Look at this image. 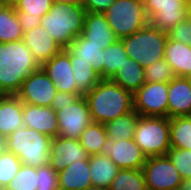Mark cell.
<instances>
[{"label":"cell","instance_id":"1","mask_svg":"<svg viewBox=\"0 0 191 190\" xmlns=\"http://www.w3.org/2000/svg\"><path fill=\"white\" fill-rule=\"evenodd\" d=\"M87 101L92 122L105 124L134 111L133 93L110 79H102L83 95Z\"/></svg>","mask_w":191,"mask_h":190},{"label":"cell","instance_id":"2","mask_svg":"<svg viewBox=\"0 0 191 190\" xmlns=\"http://www.w3.org/2000/svg\"><path fill=\"white\" fill-rule=\"evenodd\" d=\"M39 68L22 40L0 43V95H16L25 78Z\"/></svg>","mask_w":191,"mask_h":190},{"label":"cell","instance_id":"3","mask_svg":"<svg viewBox=\"0 0 191 190\" xmlns=\"http://www.w3.org/2000/svg\"><path fill=\"white\" fill-rule=\"evenodd\" d=\"M86 13L85 9L77 4L53 3L49 12L41 18L40 25L65 49L82 34Z\"/></svg>","mask_w":191,"mask_h":190},{"label":"cell","instance_id":"4","mask_svg":"<svg viewBox=\"0 0 191 190\" xmlns=\"http://www.w3.org/2000/svg\"><path fill=\"white\" fill-rule=\"evenodd\" d=\"M52 138L22 127L4 139V149L17 156L23 165L42 167L49 164Z\"/></svg>","mask_w":191,"mask_h":190},{"label":"cell","instance_id":"5","mask_svg":"<svg viewBox=\"0 0 191 190\" xmlns=\"http://www.w3.org/2000/svg\"><path fill=\"white\" fill-rule=\"evenodd\" d=\"M168 33L148 24L136 33L121 39L129 58L143 68L164 59Z\"/></svg>","mask_w":191,"mask_h":190},{"label":"cell","instance_id":"6","mask_svg":"<svg viewBox=\"0 0 191 190\" xmlns=\"http://www.w3.org/2000/svg\"><path fill=\"white\" fill-rule=\"evenodd\" d=\"M134 141L147 157L166 155L171 149L170 118L139 116Z\"/></svg>","mask_w":191,"mask_h":190},{"label":"cell","instance_id":"7","mask_svg":"<svg viewBox=\"0 0 191 190\" xmlns=\"http://www.w3.org/2000/svg\"><path fill=\"white\" fill-rule=\"evenodd\" d=\"M103 14L115 36L120 40L149 24L144 3L134 0H116Z\"/></svg>","mask_w":191,"mask_h":190},{"label":"cell","instance_id":"8","mask_svg":"<svg viewBox=\"0 0 191 190\" xmlns=\"http://www.w3.org/2000/svg\"><path fill=\"white\" fill-rule=\"evenodd\" d=\"M142 170L148 190H180L182 178L167 155L147 157Z\"/></svg>","mask_w":191,"mask_h":190},{"label":"cell","instance_id":"9","mask_svg":"<svg viewBox=\"0 0 191 190\" xmlns=\"http://www.w3.org/2000/svg\"><path fill=\"white\" fill-rule=\"evenodd\" d=\"M133 100L140 116L168 117V83L145 82L133 94Z\"/></svg>","mask_w":191,"mask_h":190},{"label":"cell","instance_id":"10","mask_svg":"<svg viewBox=\"0 0 191 190\" xmlns=\"http://www.w3.org/2000/svg\"><path fill=\"white\" fill-rule=\"evenodd\" d=\"M59 134L58 136L78 139L88 125L92 123L91 114L84 96H80L73 104L65 105L55 111Z\"/></svg>","mask_w":191,"mask_h":190},{"label":"cell","instance_id":"11","mask_svg":"<svg viewBox=\"0 0 191 190\" xmlns=\"http://www.w3.org/2000/svg\"><path fill=\"white\" fill-rule=\"evenodd\" d=\"M56 93L55 84L40 67L25 78L16 95L23 103L50 107Z\"/></svg>","mask_w":191,"mask_h":190},{"label":"cell","instance_id":"12","mask_svg":"<svg viewBox=\"0 0 191 190\" xmlns=\"http://www.w3.org/2000/svg\"><path fill=\"white\" fill-rule=\"evenodd\" d=\"M101 154L108 156L119 169H143L147 160L134 139L114 141L107 138Z\"/></svg>","mask_w":191,"mask_h":190},{"label":"cell","instance_id":"13","mask_svg":"<svg viewBox=\"0 0 191 190\" xmlns=\"http://www.w3.org/2000/svg\"><path fill=\"white\" fill-rule=\"evenodd\" d=\"M41 68L53 81L58 92L82 94L76 87L70 64V51L67 48L54 55Z\"/></svg>","mask_w":191,"mask_h":190},{"label":"cell","instance_id":"14","mask_svg":"<svg viewBox=\"0 0 191 190\" xmlns=\"http://www.w3.org/2000/svg\"><path fill=\"white\" fill-rule=\"evenodd\" d=\"M89 160V154L78 139L57 136L51 140L49 165L57 172L74 161Z\"/></svg>","mask_w":191,"mask_h":190},{"label":"cell","instance_id":"15","mask_svg":"<svg viewBox=\"0 0 191 190\" xmlns=\"http://www.w3.org/2000/svg\"><path fill=\"white\" fill-rule=\"evenodd\" d=\"M22 41L30 49L35 61L40 67L63 50L59 43L51 38L41 25L36 26L31 31L25 32Z\"/></svg>","mask_w":191,"mask_h":190},{"label":"cell","instance_id":"16","mask_svg":"<svg viewBox=\"0 0 191 190\" xmlns=\"http://www.w3.org/2000/svg\"><path fill=\"white\" fill-rule=\"evenodd\" d=\"M24 127L35 129L51 138L59 134L56 112L51 107L23 103Z\"/></svg>","mask_w":191,"mask_h":190},{"label":"cell","instance_id":"17","mask_svg":"<svg viewBox=\"0 0 191 190\" xmlns=\"http://www.w3.org/2000/svg\"><path fill=\"white\" fill-rule=\"evenodd\" d=\"M191 116V77L175 76L168 83V117Z\"/></svg>","mask_w":191,"mask_h":190},{"label":"cell","instance_id":"18","mask_svg":"<svg viewBox=\"0 0 191 190\" xmlns=\"http://www.w3.org/2000/svg\"><path fill=\"white\" fill-rule=\"evenodd\" d=\"M22 112L23 102L17 95H0V137L2 139L24 126Z\"/></svg>","mask_w":191,"mask_h":190},{"label":"cell","instance_id":"19","mask_svg":"<svg viewBox=\"0 0 191 190\" xmlns=\"http://www.w3.org/2000/svg\"><path fill=\"white\" fill-rule=\"evenodd\" d=\"M81 35L91 44L102 46L103 50L118 40L105 15L101 13H86Z\"/></svg>","mask_w":191,"mask_h":190},{"label":"cell","instance_id":"20","mask_svg":"<svg viewBox=\"0 0 191 190\" xmlns=\"http://www.w3.org/2000/svg\"><path fill=\"white\" fill-rule=\"evenodd\" d=\"M89 160L74 161L58 172L59 190H85L92 186Z\"/></svg>","mask_w":191,"mask_h":190},{"label":"cell","instance_id":"21","mask_svg":"<svg viewBox=\"0 0 191 190\" xmlns=\"http://www.w3.org/2000/svg\"><path fill=\"white\" fill-rule=\"evenodd\" d=\"M164 59L176 76L191 77V46L168 38Z\"/></svg>","mask_w":191,"mask_h":190},{"label":"cell","instance_id":"22","mask_svg":"<svg viewBox=\"0 0 191 190\" xmlns=\"http://www.w3.org/2000/svg\"><path fill=\"white\" fill-rule=\"evenodd\" d=\"M188 3H166L149 19V24L161 31L168 32L175 25L187 19Z\"/></svg>","mask_w":191,"mask_h":190},{"label":"cell","instance_id":"23","mask_svg":"<svg viewBox=\"0 0 191 190\" xmlns=\"http://www.w3.org/2000/svg\"><path fill=\"white\" fill-rule=\"evenodd\" d=\"M67 49L76 56V61L92 64L95 71L104 79L102 46L91 44L90 41L79 35L70 43Z\"/></svg>","mask_w":191,"mask_h":190},{"label":"cell","instance_id":"24","mask_svg":"<svg viewBox=\"0 0 191 190\" xmlns=\"http://www.w3.org/2000/svg\"><path fill=\"white\" fill-rule=\"evenodd\" d=\"M144 73L139 63L127 57L110 80L134 94L145 83Z\"/></svg>","mask_w":191,"mask_h":190},{"label":"cell","instance_id":"25","mask_svg":"<svg viewBox=\"0 0 191 190\" xmlns=\"http://www.w3.org/2000/svg\"><path fill=\"white\" fill-rule=\"evenodd\" d=\"M90 175L93 186L109 188L119 168L106 155L89 156Z\"/></svg>","mask_w":191,"mask_h":190},{"label":"cell","instance_id":"26","mask_svg":"<svg viewBox=\"0 0 191 190\" xmlns=\"http://www.w3.org/2000/svg\"><path fill=\"white\" fill-rule=\"evenodd\" d=\"M23 35L15 8L0 4V43L22 40Z\"/></svg>","mask_w":191,"mask_h":190},{"label":"cell","instance_id":"27","mask_svg":"<svg viewBox=\"0 0 191 190\" xmlns=\"http://www.w3.org/2000/svg\"><path fill=\"white\" fill-rule=\"evenodd\" d=\"M139 114L134 110L104 124L109 139L129 140L134 139L135 127Z\"/></svg>","mask_w":191,"mask_h":190},{"label":"cell","instance_id":"28","mask_svg":"<svg viewBox=\"0 0 191 190\" xmlns=\"http://www.w3.org/2000/svg\"><path fill=\"white\" fill-rule=\"evenodd\" d=\"M70 64L77 89L84 95L94 88L102 78L95 71L92 64L76 61V56L70 52Z\"/></svg>","mask_w":191,"mask_h":190},{"label":"cell","instance_id":"29","mask_svg":"<svg viewBox=\"0 0 191 190\" xmlns=\"http://www.w3.org/2000/svg\"><path fill=\"white\" fill-rule=\"evenodd\" d=\"M108 138L104 124L92 122L81 133L79 141L89 156L101 154L103 144Z\"/></svg>","mask_w":191,"mask_h":190},{"label":"cell","instance_id":"30","mask_svg":"<svg viewBox=\"0 0 191 190\" xmlns=\"http://www.w3.org/2000/svg\"><path fill=\"white\" fill-rule=\"evenodd\" d=\"M109 190H148L142 169H119Z\"/></svg>","mask_w":191,"mask_h":190},{"label":"cell","instance_id":"31","mask_svg":"<svg viewBox=\"0 0 191 190\" xmlns=\"http://www.w3.org/2000/svg\"><path fill=\"white\" fill-rule=\"evenodd\" d=\"M171 148L191 150V116L170 118Z\"/></svg>","mask_w":191,"mask_h":190},{"label":"cell","instance_id":"32","mask_svg":"<svg viewBox=\"0 0 191 190\" xmlns=\"http://www.w3.org/2000/svg\"><path fill=\"white\" fill-rule=\"evenodd\" d=\"M125 47L120 39L103 50L104 79H111L127 58Z\"/></svg>","mask_w":191,"mask_h":190},{"label":"cell","instance_id":"33","mask_svg":"<svg viewBox=\"0 0 191 190\" xmlns=\"http://www.w3.org/2000/svg\"><path fill=\"white\" fill-rule=\"evenodd\" d=\"M22 166L21 160L12 152H0V190H5Z\"/></svg>","mask_w":191,"mask_h":190},{"label":"cell","instance_id":"34","mask_svg":"<svg viewBox=\"0 0 191 190\" xmlns=\"http://www.w3.org/2000/svg\"><path fill=\"white\" fill-rule=\"evenodd\" d=\"M37 168L23 165L5 190H36Z\"/></svg>","mask_w":191,"mask_h":190},{"label":"cell","instance_id":"35","mask_svg":"<svg viewBox=\"0 0 191 190\" xmlns=\"http://www.w3.org/2000/svg\"><path fill=\"white\" fill-rule=\"evenodd\" d=\"M53 0H20L14 7L16 12H22L25 17H43L49 12Z\"/></svg>","mask_w":191,"mask_h":190},{"label":"cell","instance_id":"36","mask_svg":"<svg viewBox=\"0 0 191 190\" xmlns=\"http://www.w3.org/2000/svg\"><path fill=\"white\" fill-rule=\"evenodd\" d=\"M145 82L169 83L176 75L170 65L162 59L144 68Z\"/></svg>","mask_w":191,"mask_h":190},{"label":"cell","instance_id":"37","mask_svg":"<svg viewBox=\"0 0 191 190\" xmlns=\"http://www.w3.org/2000/svg\"><path fill=\"white\" fill-rule=\"evenodd\" d=\"M178 170L182 180L191 178V150L171 148L166 154Z\"/></svg>","mask_w":191,"mask_h":190},{"label":"cell","instance_id":"38","mask_svg":"<svg viewBox=\"0 0 191 190\" xmlns=\"http://www.w3.org/2000/svg\"><path fill=\"white\" fill-rule=\"evenodd\" d=\"M36 190H59L58 172L49 164L37 167Z\"/></svg>","mask_w":191,"mask_h":190},{"label":"cell","instance_id":"39","mask_svg":"<svg viewBox=\"0 0 191 190\" xmlns=\"http://www.w3.org/2000/svg\"><path fill=\"white\" fill-rule=\"evenodd\" d=\"M167 33L170 40L191 46L190 16L188 15L185 21L178 23Z\"/></svg>","mask_w":191,"mask_h":190},{"label":"cell","instance_id":"40","mask_svg":"<svg viewBox=\"0 0 191 190\" xmlns=\"http://www.w3.org/2000/svg\"><path fill=\"white\" fill-rule=\"evenodd\" d=\"M80 96H83V94H74V93H68V92H58L53 98L51 108L54 111H58L63 109L65 105H71L73 104Z\"/></svg>","mask_w":191,"mask_h":190},{"label":"cell","instance_id":"41","mask_svg":"<svg viewBox=\"0 0 191 190\" xmlns=\"http://www.w3.org/2000/svg\"><path fill=\"white\" fill-rule=\"evenodd\" d=\"M116 0H85L83 8L87 13L103 14Z\"/></svg>","mask_w":191,"mask_h":190},{"label":"cell","instance_id":"42","mask_svg":"<svg viewBox=\"0 0 191 190\" xmlns=\"http://www.w3.org/2000/svg\"><path fill=\"white\" fill-rule=\"evenodd\" d=\"M166 3H187V0H145L144 7L148 19L159 10V7Z\"/></svg>","mask_w":191,"mask_h":190},{"label":"cell","instance_id":"43","mask_svg":"<svg viewBox=\"0 0 191 190\" xmlns=\"http://www.w3.org/2000/svg\"><path fill=\"white\" fill-rule=\"evenodd\" d=\"M16 13L24 33L33 30L36 26L41 24V17L31 18L25 17L22 12Z\"/></svg>","mask_w":191,"mask_h":190},{"label":"cell","instance_id":"44","mask_svg":"<svg viewBox=\"0 0 191 190\" xmlns=\"http://www.w3.org/2000/svg\"><path fill=\"white\" fill-rule=\"evenodd\" d=\"M53 3L56 4H77L83 7L85 0H53Z\"/></svg>","mask_w":191,"mask_h":190},{"label":"cell","instance_id":"45","mask_svg":"<svg viewBox=\"0 0 191 190\" xmlns=\"http://www.w3.org/2000/svg\"><path fill=\"white\" fill-rule=\"evenodd\" d=\"M180 190H191V178L182 180Z\"/></svg>","mask_w":191,"mask_h":190},{"label":"cell","instance_id":"46","mask_svg":"<svg viewBox=\"0 0 191 190\" xmlns=\"http://www.w3.org/2000/svg\"><path fill=\"white\" fill-rule=\"evenodd\" d=\"M20 0H1V4L15 7Z\"/></svg>","mask_w":191,"mask_h":190},{"label":"cell","instance_id":"47","mask_svg":"<svg viewBox=\"0 0 191 190\" xmlns=\"http://www.w3.org/2000/svg\"><path fill=\"white\" fill-rule=\"evenodd\" d=\"M85 190H109V188H105V187H100V186H90Z\"/></svg>","mask_w":191,"mask_h":190},{"label":"cell","instance_id":"48","mask_svg":"<svg viewBox=\"0 0 191 190\" xmlns=\"http://www.w3.org/2000/svg\"><path fill=\"white\" fill-rule=\"evenodd\" d=\"M4 149V139L0 137V152Z\"/></svg>","mask_w":191,"mask_h":190},{"label":"cell","instance_id":"49","mask_svg":"<svg viewBox=\"0 0 191 190\" xmlns=\"http://www.w3.org/2000/svg\"><path fill=\"white\" fill-rule=\"evenodd\" d=\"M188 15L190 16V27H191V6H189V13Z\"/></svg>","mask_w":191,"mask_h":190},{"label":"cell","instance_id":"50","mask_svg":"<svg viewBox=\"0 0 191 190\" xmlns=\"http://www.w3.org/2000/svg\"><path fill=\"white\" fill-rule=\"evenodd\" d=\"M134 1H137V2H140V3H144L145 0H134Z\"/></svg>","mask_w":191,"mask_h":190},{"label":"cell","instance_id":"51","mask_svg":"<svg viewBox=\"0 0 191 190\" xmlns=\"http://www.w3.org/2000/svg\"><path fill=\"white\" fill-rule=\"evenodd\" d=\"M188 6H191V0H187Z\"/></svg>","mask_w":191,"mask_h":190}]
</instances>
